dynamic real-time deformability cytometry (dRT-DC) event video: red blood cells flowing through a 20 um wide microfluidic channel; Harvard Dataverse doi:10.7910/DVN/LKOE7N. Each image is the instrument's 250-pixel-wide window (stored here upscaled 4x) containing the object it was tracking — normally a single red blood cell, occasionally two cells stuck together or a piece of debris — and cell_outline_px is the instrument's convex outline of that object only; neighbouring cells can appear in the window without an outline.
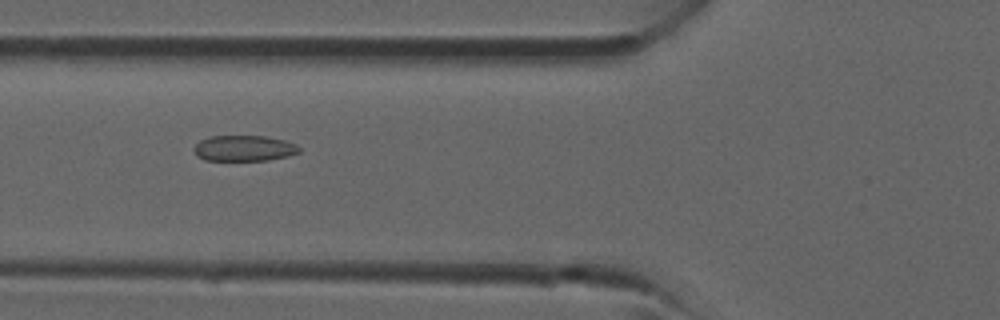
{"species": "common noctule bat (a hibernating species)", "species_latin": "Nyctalus noctula", "temperature_condition": "room temperature", "stored_images_in_passage": 36, "camera_frame_rate_fps": 3000, "um_per_image_px": 0.085, "animal": {"sex": "male", "forearm_length_mm": 52.5}, "frame": {"image": 1, "passage_image": 11, "time_ms": 3.333, "image_size_px": [1000, 320], "cell_outline_px": [[300, 152], [288, 156], [268, 160], [204, 160], [196, 156], [192, 148], [200, 140], [208, 136], [264, 136], [284, 140], [296, 144], [300, 148]], "centroid_in_image_um": [20.71, 12.6], "position_along_channel_um": 105.1, "area_um2": 15.9}}
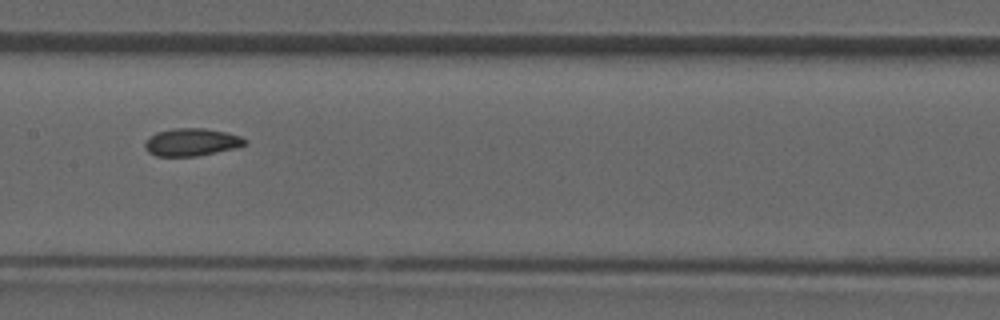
{"frame": {"image": 2, "passage_image": 16, "time_ms": 5.0, "image_size_px": [1000, 320], "cell_outline_px": [[248, 144], [236, 148], [196, 156], [156, 156], [148, 152], [144, 148], [144, 144], [148, 136], [156, 132], [172, 128], [204, 128], [228, 132], [240, 136], [248, 140]], "centroid_in_image_um": [16.28, 12.07], "position_along_channel_um": 191.1, "area_um2": 16.36}}
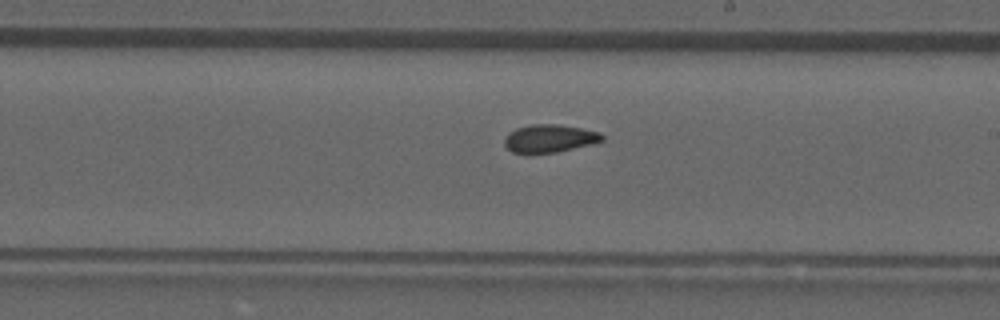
{"frame": {"image": 3, "passage_image": 19, "time_ms": 6.0, "image_size_px": [1000, 320], "cell_outline_px": [[604, 140], [592, 144], [556, 152], [528, 156], [512, 152], [504, 144], [504, 136], [508, 132], [516, 128], [532, 124], [556, 124], [580, 128], [600, 132], [604, 136]], "centroid_in_image_um": [46.65, 11.8], "position_along_channel_um": 242.4, "area_um2": 16.36}}